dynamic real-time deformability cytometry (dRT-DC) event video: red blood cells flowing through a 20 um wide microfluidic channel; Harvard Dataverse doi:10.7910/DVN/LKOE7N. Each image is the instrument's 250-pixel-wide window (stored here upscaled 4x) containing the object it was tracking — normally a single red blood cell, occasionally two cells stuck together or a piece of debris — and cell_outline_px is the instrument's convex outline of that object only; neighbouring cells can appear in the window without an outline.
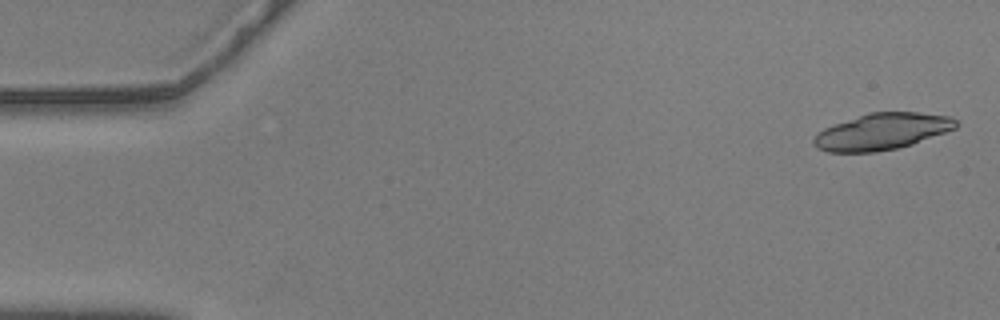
{"species": "common noctule bat (a hibernating species)", "species_latin": "Nyctalus noctula", "temperature_condition": "warm", "stored_images_in_passage": 53, "segment_of_instrument_passage": [1, 2], "camera_frame_rate_fps": 3000, "um_per_image_px": 0.085, "animal": {"sex": "male", "body_mass_g": 20.5, "forearm_length_mm": 52.5}, "frame": {"image": 1, "passage_image": 2, "time_ms": 0.333, "image_size_px": [1000, 320], "cell_outline_px": [[960, 124], [956, 128], [912, 144], [896, 148], [876, 152], [828, 152], [816, 148], [812, 144], [812, 140], [824, 128], [868, 112], [916, 112], [952, 116]], "centroid_in_image_um": [74.98, 11.18], "position_along_channel_um": 10.0, "area_um2": 30.17}}